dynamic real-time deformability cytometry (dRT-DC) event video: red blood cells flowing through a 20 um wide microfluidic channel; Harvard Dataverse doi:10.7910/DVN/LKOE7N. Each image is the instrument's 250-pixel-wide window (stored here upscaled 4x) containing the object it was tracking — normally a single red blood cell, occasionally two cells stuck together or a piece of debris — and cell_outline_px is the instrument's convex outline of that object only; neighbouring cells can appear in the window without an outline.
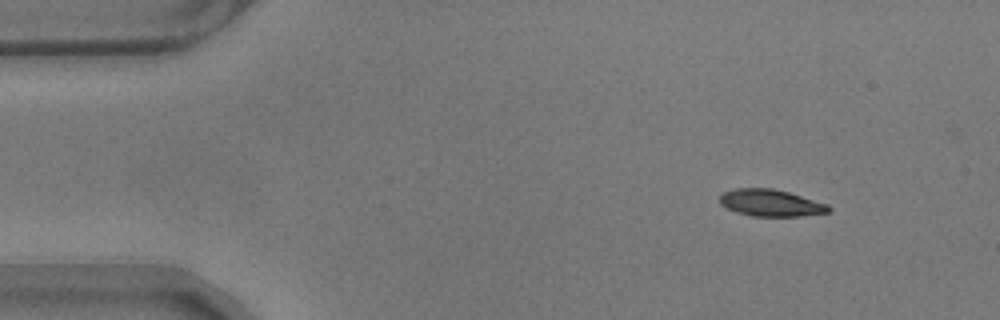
{"species": "common noctule bat (a hibernating species)", "species_latin": "Nyctalus noctula", "temperature_condition": "warm", "stored_images_in_passage": 14, "segment_of_instrument_passage": [2, 2], "camera_frame_rate_fps": 3000, "um_per_image_px": 0.085, "animal": {"sex": "male", "body_mass_g": 17.9}, "frame": {"image": 1, "passage_image": 14, "time_ms": 4.333, "image_size_px": [1000, 320], "cell_outline_px": [[832, 208], [828, 212], [800, 216], [752, 216], [736, 212], [720, 204], [720, 196], [724, 192], [736, 188], [772, 188], [788, 192], [828, 204]], "centroid_in_image_um": [65.51, 17.25], "position_along_channel_um": 19.5, "area_um2": 16.94}}